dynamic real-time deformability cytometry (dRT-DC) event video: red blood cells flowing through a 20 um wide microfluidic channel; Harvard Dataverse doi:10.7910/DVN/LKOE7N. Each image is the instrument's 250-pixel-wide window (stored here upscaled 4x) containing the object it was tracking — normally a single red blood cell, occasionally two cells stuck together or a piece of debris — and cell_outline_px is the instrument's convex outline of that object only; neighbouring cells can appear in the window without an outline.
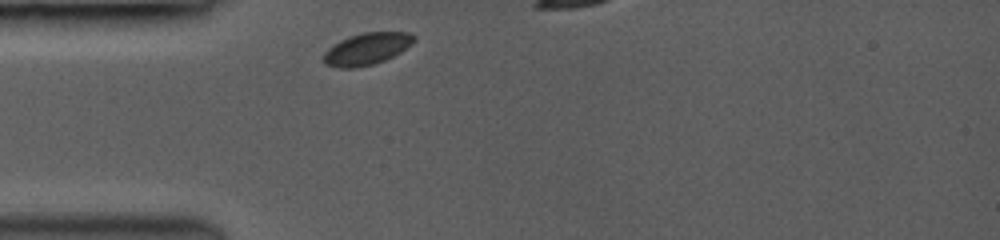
{"species": "common noctule bat (a hibernating species)", "species_latin": "Nyctalus noctula", "temperature_condition": "room temperature", "stored_images_in_passage": 1, "camera_frame_rate_fps": 3000, "um_per_image_px": 0.085, "animal": {"sex": "female", "body_mass_g": 19.0, "forearm_length_mm": 53.3}, "frame": {"image": 1, "passage_image": 1, "time_ms": 0.0, "image_size_px": [1000, 240], "cell_outline_px": [[416, 40], [412, 44], [400, 52], [384, 60], [372, 64], [352, 68], [340, 68], [324, 64], [324, 52], [328, 48], [340, 40], [348, 36], [364, 32], [408, 32], [416, 36]], "centroid_in_image_um": [31.18, 4.14], "position_along_channel_um": 53.8, "area_um2": 16.76}}